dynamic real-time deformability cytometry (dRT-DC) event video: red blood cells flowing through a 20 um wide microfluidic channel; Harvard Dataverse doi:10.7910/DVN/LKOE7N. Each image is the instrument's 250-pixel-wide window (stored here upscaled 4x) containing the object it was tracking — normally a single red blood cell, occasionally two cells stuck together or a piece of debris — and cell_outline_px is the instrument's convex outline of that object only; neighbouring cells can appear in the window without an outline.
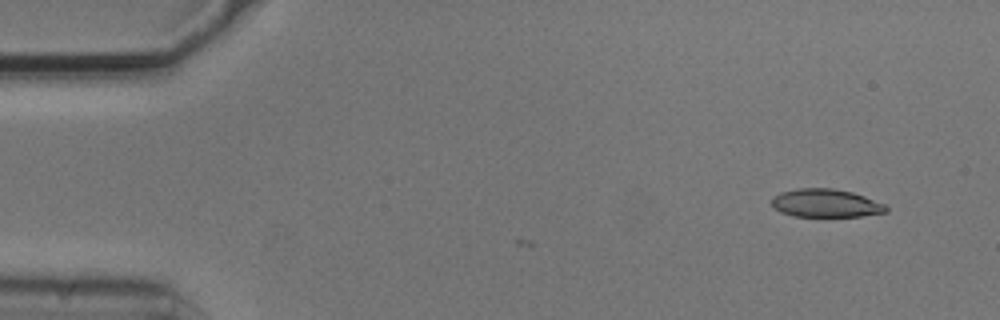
{"species": "common noctule bat (a hibernating species)", "species_latin": "Nyctalus noctula", "temperature_condition": "cold", "stored_images_in_passage": 4, "camera_frame_rate_fps": 3000, "um_per_image_px": 0.085, "animal": {"sex": "male", "body_mass_g": 20.5, "forearm_length_mm": 52.5}, "frame": {"image": 1, "passage_image": 1, "time_ms": 0.0, "image_size_px": [1000, 320], "cell_outline_px": [[888, 212], [860, 216], [792, 216], [780, 212], [772, 204], [772, 196], [780, 192], [796, 188], [832, 188], [852, 192], [864, 196], [884, 204], [888, 208]], "centroid_in_image_um": [70.17, 17.26], "position_along_channel_um": 14.8, "area_um2": 18.79}}
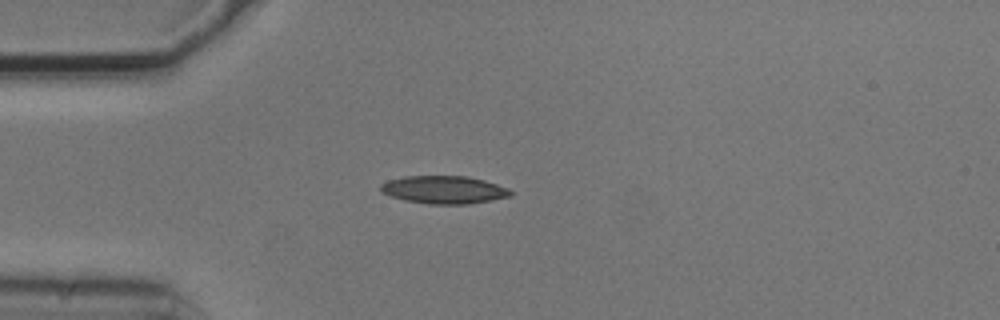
{"frame": {"image": 2, "passage_image": 3, "time_ms": 0.667, "image_size_px": [1000, 320], "cell_outline_px": [[512, 196], [492, 200], [468, 204], [428, 204], [404, 200], [380, 192], [380, 184], [388, 180], [404, 176], [468, 176], [484, 180], [508, 188], [512, 192]], "centroid_in_image_um": [37.73, 16.13], "position_along_channel_um": 47.3, "area_um2": 21.15}}